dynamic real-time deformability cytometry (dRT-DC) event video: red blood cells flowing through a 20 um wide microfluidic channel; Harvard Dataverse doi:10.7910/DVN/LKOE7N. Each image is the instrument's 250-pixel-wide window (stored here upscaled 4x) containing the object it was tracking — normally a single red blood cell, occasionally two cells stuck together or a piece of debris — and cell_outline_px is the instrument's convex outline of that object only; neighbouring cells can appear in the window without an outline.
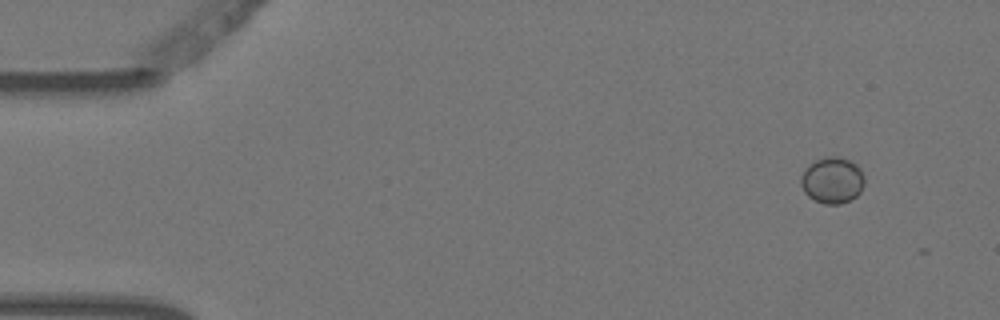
{"species": "Egyptian fruit bat (a non-hibernating species)", "species_latin": "Rousettus aegyptiacus", "temperature_condition": "warm", "stored_images_in_passage": 5, "segment_of_instrument_passage": [2, 2], "camera_frame_rate_fps": 3000, "um_per_image_px": 0.085, "animal": {"sex": "female"}, "frame": {"image": 1, "passage_image": 5, "time_ms": 1.333, "image_size_px": [1000, 320], "cell_outline_px": [[864, 184], [860, 192], [856, 196], [840, 204], [824, 204], [808, 196], [804, 192], [800, 184], [800, 176], [804, 168], [816, 160], [824, 156], [836, 156], [848, 160], [856, 164], [860, 168], [864, 176]], "centroid_in_image_um": [70.72, 15.31], "position_along_channel_um": 14.3, "area_um2": 17.22}}